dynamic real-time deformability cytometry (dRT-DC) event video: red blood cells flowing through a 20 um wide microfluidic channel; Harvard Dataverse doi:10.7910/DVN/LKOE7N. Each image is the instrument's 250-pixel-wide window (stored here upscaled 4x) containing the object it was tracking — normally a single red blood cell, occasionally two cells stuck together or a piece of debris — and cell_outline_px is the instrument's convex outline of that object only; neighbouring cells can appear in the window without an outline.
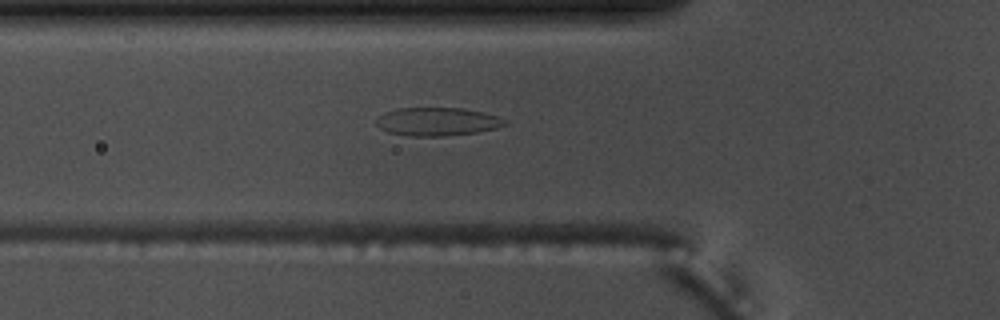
{"species": "common noctule bat (a hibernating species)", "species_latin": "Nyctalus noctula", "temperature_condition": "warm", "stored_images_in_passage": 40, "camera_frame_rate_fps": 3000, "um_per_image_px": 0.085, "animal": {"sex": "male", "body_mass_g": 17.5, "forearm_length_mm": 52.3}, "frame": {"image": 1, "passage_image": 3, "time_ms": 0.667, "image_size_px": [1000, 320], "cell_outline_px": [[508, 124], [496, 128], [476, 132], [444, 136], [412, 136], [388, 132], [380, 128], [376, 124], [376, 120], [384, 112], [400, 108], [460, 108], [480, 112], [496, 116], [508, 120]], "centroid_in_image_um": [37.16, 10.34], "position_along_channel_um": 88.6, "area_um2": 20.98}}
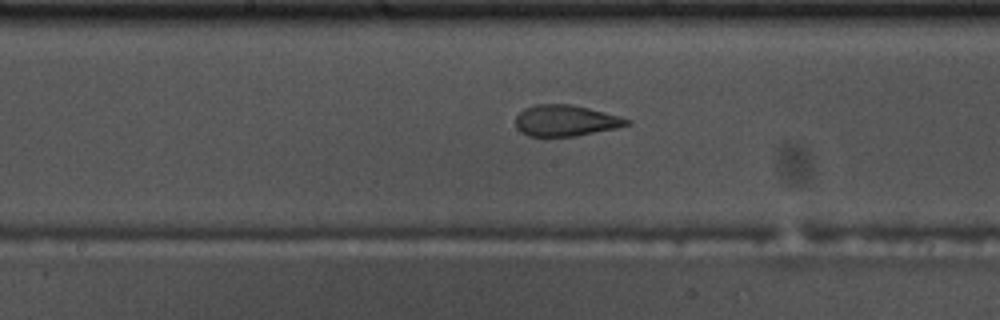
{"frame": {"image": 2, "passage_image": 12, "time_ms": 3.667, "image_size_px": [1000, 320], "cell_outline_px": [[632, 124], [616, 128], [576, 136], [528, 136], [520, 132], [516, 128], [516, 116], [524, 108], [536, 104], [572, 104], [620, 116], [632, 120]], "centroid_in_image_um": [48.08, 10.25], "position_along_channel_um": 200.1, "area_um2": 20.29}}
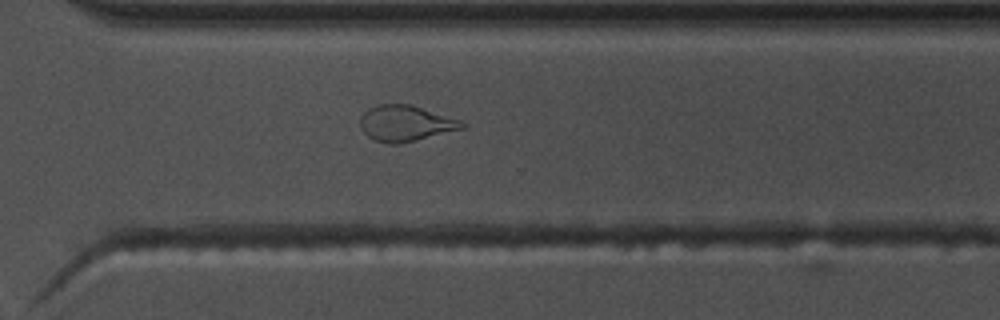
{"frame": {"image": 3, "passage_image": 23, "time_ms": 7.333, "image_size_px": [1000, 320], "cell_outline_px": [[468, 128], [400, 144], [392, 144], [376, 140], [368, 136], [360, 128], [360, 116], [368, 108], [376, 104], [408, 104], [460, 120], [468, 124]], "centroid_in_image_um": [34.49, 10.49], "position_along_channel_um": 336.1, "area_um2": 21.39}}